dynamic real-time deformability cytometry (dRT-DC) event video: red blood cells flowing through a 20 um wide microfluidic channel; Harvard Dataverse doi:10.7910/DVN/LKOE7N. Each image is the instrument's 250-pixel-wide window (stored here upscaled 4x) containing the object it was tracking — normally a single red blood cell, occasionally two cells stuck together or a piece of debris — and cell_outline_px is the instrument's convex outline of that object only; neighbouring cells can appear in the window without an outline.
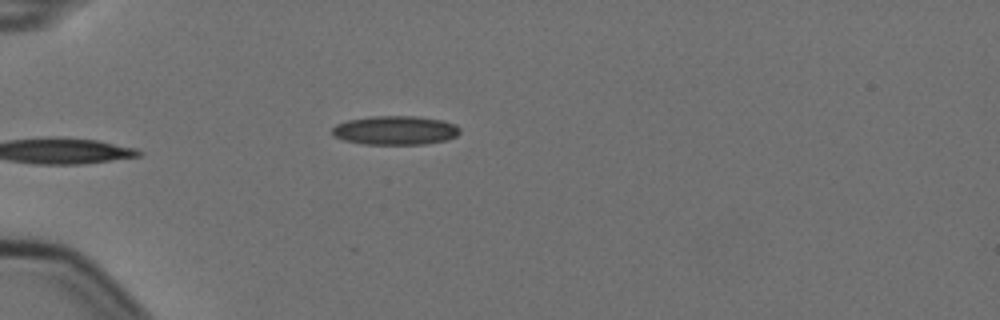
{"species": "Egyptian fruit bat (a non-hibernating species)", "species_latin": "Rousettus aegyptiacus", "temperature_condition": "cold", "stored_images_in_passage": 2, "camera_frame_rate_fps": 3000, "um_per_image_px": 0.085, "animal": {"sex": "female"}, "frame": {"image": 1, "passage_image": 2, "time_ms": 0.333, "image_size_px": [1000, 320], "cell_outline_px": [[460, 132], [456, 136], [448, 140], [424, 144], [364, 144], [344, 140], [332, 136], [332, 128], [336, 124], [348, 120], [368, 116], [416, 116], [440, 120], [456, 124], [460, 128]], "centroid_in_image_um": [33.59, 11.07], "position_along_channel_um": 51.4, "area_um2": 21.68}}